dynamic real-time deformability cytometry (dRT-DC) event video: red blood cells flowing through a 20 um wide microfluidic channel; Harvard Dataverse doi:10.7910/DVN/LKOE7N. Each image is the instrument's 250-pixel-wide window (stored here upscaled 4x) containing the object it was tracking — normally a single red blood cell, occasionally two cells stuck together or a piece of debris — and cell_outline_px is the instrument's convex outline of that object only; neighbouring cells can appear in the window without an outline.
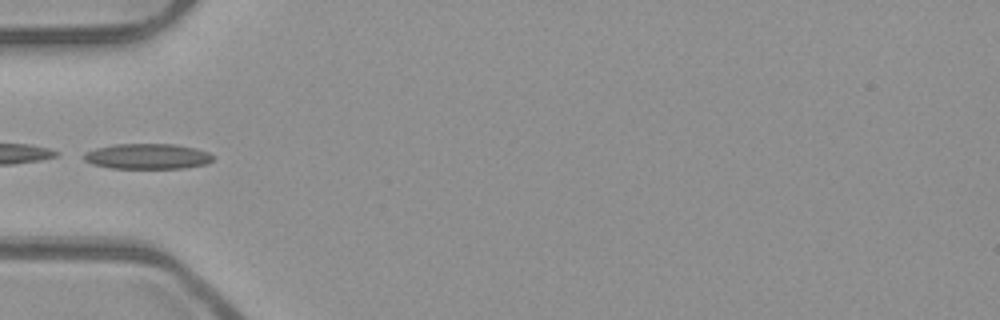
{"species": "common noctule bat (a hibernating species)", "species_latin": "Nyctalus noctula", "temperature_condition": "room temperature", "stored_images_in_passage": 34, "camera_frame_rate_fps": 3000, "um_per_image_px": 0.085, "animal": {"sex": "male", "body_mass_g": 23.1, "forearm_length_mm": 52.7}, "frame": {"image": 1, "passage_image": 1, "time_ms": 0.0, "image_size_px": [1000, 320], "cell_outline_px": [[216, 156], [208, 164], [184, 168], [112, 168], [92, 164], [84, 160], [80, 156], [84, 152], [96, 148], [116, 144], [172, 144], [196, 148], [208, 152]], "centroid_in_image_um": [12.53, 13.29], "position_along_channel_um": 72.5, "area_um2": 19.31}}
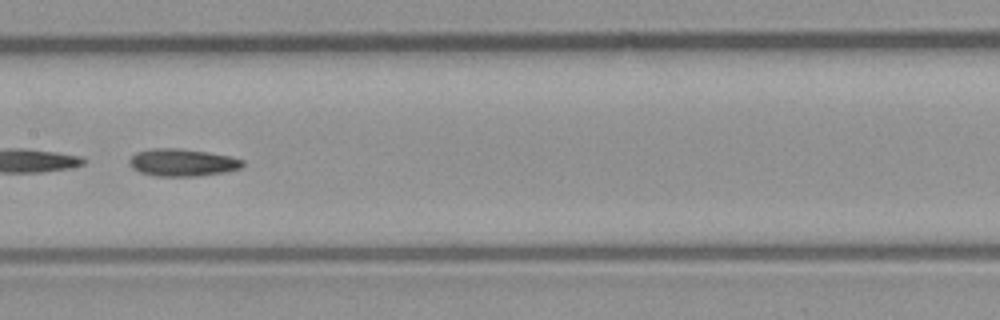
{"frame": {"image": 2, "passage_image": 10, "time_ms": 3.0, "image_size_px": [1000, 320], "cell_outline_px": [[244, 164], [240, 168], [224, 172], [200, 176], [156, 176], [140, 172], [132, 168], [128, 164], [128, 160], [136, 152], [152, 148], [176, 148], [208, 152], [228, 156], [244, 160]], "centroid_in_image_um": [15.47, 13.81], "position_along_channel_um": 191.9, "area_um2": 18.09}}